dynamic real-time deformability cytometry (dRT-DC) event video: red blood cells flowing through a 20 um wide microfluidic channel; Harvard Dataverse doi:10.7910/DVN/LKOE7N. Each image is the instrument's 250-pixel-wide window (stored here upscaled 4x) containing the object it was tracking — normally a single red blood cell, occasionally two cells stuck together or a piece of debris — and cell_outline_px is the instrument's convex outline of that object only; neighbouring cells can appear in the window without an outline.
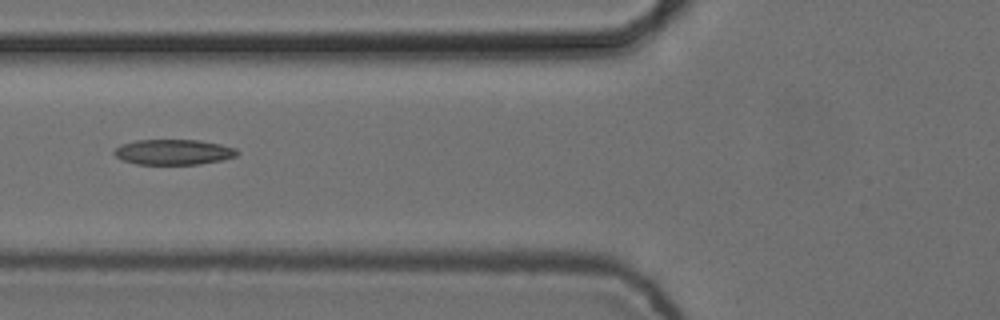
{"species": "common noctule bat (a hibernating species)", "species_latin": "Nyctalus noctula", "temperature_condition": "cold", "stored_images_in_passage": 6, "camera_frame_rate_fps": 3000, "um_per_image_px": 0.085, "animal": {"sex": "female", "body_mass_g": 24.6, "forearm_length_mm": 56.2}, "frame": {"image": 1, "passage_image": 6, "time_ms": 1.667, "image_size_px": [1000, 320], "cell_outline_px": [[240, 152], [236, 156], [220, 160], [200, 164], [136, 164], [120, 160], [112, 152], [120, 144], [136, 140], [200, 140], [220, 144], [236, 148]], "centroid_in_image_um": [14.72, 12.92], "position_along_channel_um": 111.1, "area_um2": 18.26}}